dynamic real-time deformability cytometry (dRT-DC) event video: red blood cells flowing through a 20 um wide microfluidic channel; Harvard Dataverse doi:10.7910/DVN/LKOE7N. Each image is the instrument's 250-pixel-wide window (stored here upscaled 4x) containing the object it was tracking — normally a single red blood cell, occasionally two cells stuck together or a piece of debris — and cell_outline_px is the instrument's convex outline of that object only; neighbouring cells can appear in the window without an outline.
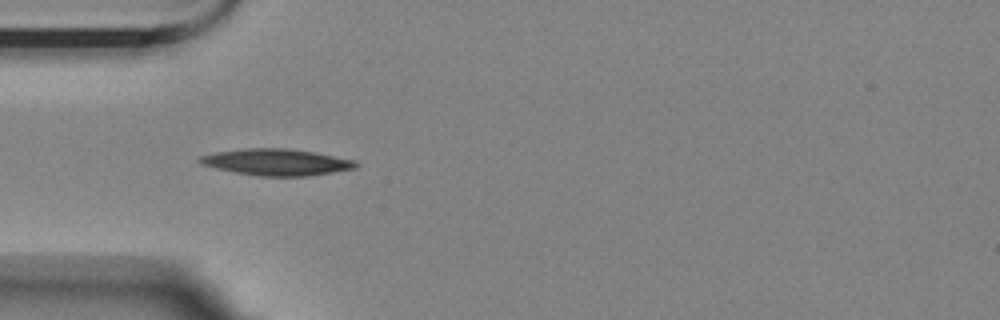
{"species": "Egyptian fruit bat (a non-hibernating species)", "species_latin": "Rousettus aegyptiacus", "temperature_condition": "room temperature", "stored_images_in_passage": 4, "camera_frame_rate_fps": 3000, "um_per_image_px": 0.085, "animal": {"sex": "female"}, "frame": {"image": 1, "passage_image": 4, "time_ms": 1.0, "image_size_px": [1000, 320], "cell_outline_px": [[360, 164], [356, 168], [308, 176], [260, 176], [236, 172], [216, 168], [200, 164], [196, 160], [200, 156], [216, 152], [244, 148], [288, 148], [316, 152], [356, 160]], "centroid_in_image_um": [23.53, 13.77], "position_along_channel_um": 61.5, "area_um2": 24.22}}